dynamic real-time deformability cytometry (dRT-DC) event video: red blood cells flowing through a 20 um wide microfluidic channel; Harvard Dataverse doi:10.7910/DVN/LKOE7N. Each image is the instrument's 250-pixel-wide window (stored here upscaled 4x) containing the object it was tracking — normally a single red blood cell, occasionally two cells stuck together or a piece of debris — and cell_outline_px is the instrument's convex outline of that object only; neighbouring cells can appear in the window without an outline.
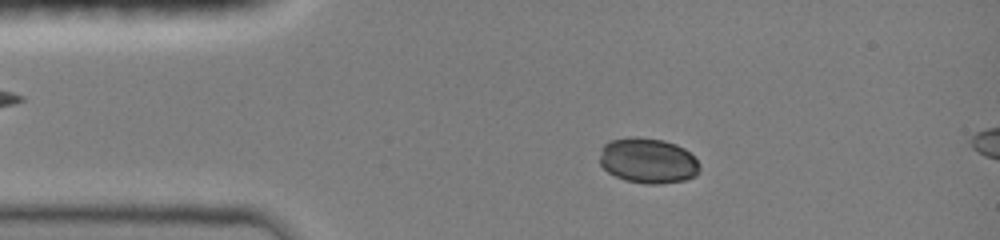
{"species": "common noctule bat (a hibernating species)", "species_latin": "Nyctalus noctula", "temperature_condition": "room temperature", "stored_images_in_passage": 67, "camera_frame_rate_fps": 3000, "um_per_image_px": 0.085, "animal": {"sex": "female", "body_mass_g": 19.0, "forearm_length_mm": 51.5}, "frame": {"image": 1, "passage_image": 12, "time_ms": 2.667, "image_size_px": [1000, 240], "cell_outline_px": [[700, 168], [692, 176], [684, 180], [660, 184], [644, 184], [624, 180], [608, 172], [600, 164], [600, 148], [604, 144], [612, 140], [632, 136], [636, 136], [664, 140], [676, 144], [684, 148], [696, 160]], "centroid_in_image_um": [55.03, 13.65], "position_along_channel_um": 30.0, "area_um2": 26.36}}
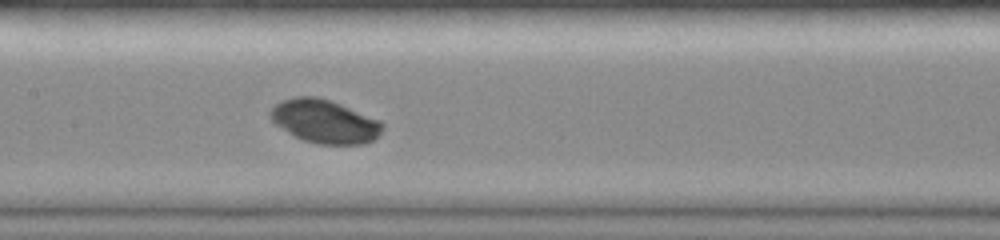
{"frame": {"image": 2, "passage_image": 34, "time_ms": 7.333, "image_size_px": [1000, 240], "cell_outline_px": [[384, 128], [380, 136], [364, 144], [320, 144], [304, 140], [288, 132], [276, 124], [272, 120], [268, 112], [280, 100], [292, 96], [316, 96], [340, 104], [380, 120], [384, 124]], "centroid_in_image_um": [27.61, 10.31], "position_along_channel_um": 179.8, "area_um2": 28.32}}
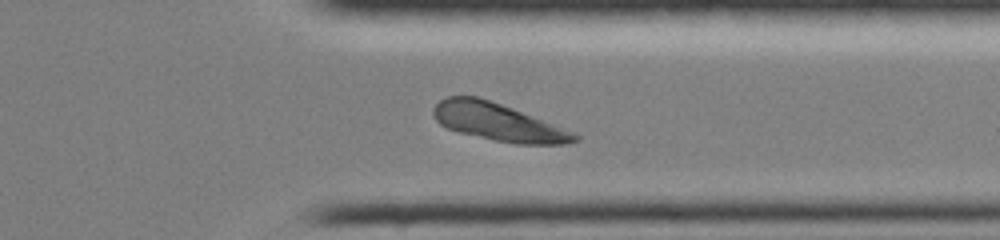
{"frame": {"image": 3, "passage_image": 56, "time_ms": 12.0, "image_size_px": [1000, 240], "cell_outline_px": [[580, 140], [568, 144], [516, 144], [496, 140], [460, 132], [448, 128], [440, 124], [432, 116], [432, 108], [440, 100], [448, 96], [476, 96], [512, 108], [572, 132], [580, 136]], "centroid_in_image_um": [42.3, 10.38], "position_along_channel_um": 369.1, "area_um2": 30.4}, "authors_computed_cell_mechanics": {"area_um2": 28.6688, "velocity_mm_per_s": 4.0428, "shape_relaxation_time_tau1_ms": 0.0847, "shape_relaxation_time_tau2_ms": null, "deformation_change_tau1": 0.0095, "deformation_change_tau2": null}}